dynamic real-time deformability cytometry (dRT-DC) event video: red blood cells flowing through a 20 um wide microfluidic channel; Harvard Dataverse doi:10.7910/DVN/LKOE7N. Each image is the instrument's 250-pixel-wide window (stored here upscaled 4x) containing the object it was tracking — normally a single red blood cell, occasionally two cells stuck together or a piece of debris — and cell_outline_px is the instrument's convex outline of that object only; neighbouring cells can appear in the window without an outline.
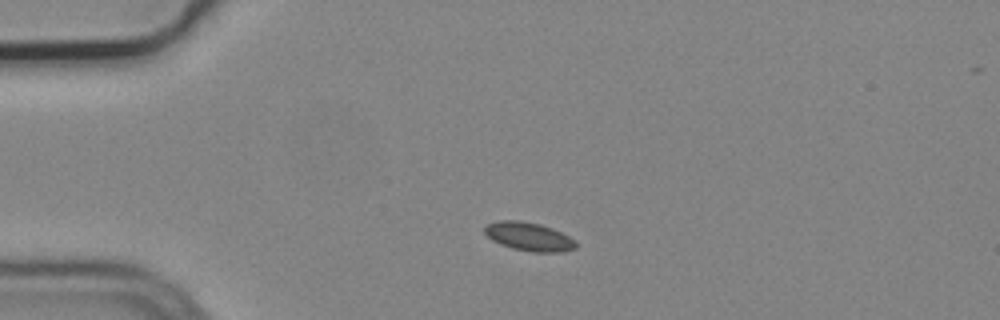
{"species": "common noctule bat (a hibernating species)", "species_latin": "Nyctalus noctula", "temperature_condition": "cold", "stored_images_in_passage": 2, "camera_frame_rate_fps": 3000, "um_per_image_px": 0.085, "animal": {"sex": "male", "body_mass_g": 19.2, "forearm_length_mm": 51.8}, "frame": {"image": 1, "passage_image": 1, "time_ms": 0.0, "image_size_px": [1000, 320], "cell_outline_px": [[576, 248], [564, 252], [532, 252], [512, 248], [500, 244], [492, 240], [484, 232], [484, 224], [500, 220], [520, 220], [540, 224], [552, 228], [576, 240]], "centroid_in_image_um": [44.94, 20.1], "position_along_channel_um": 40.1, "area_um2": 15.32}}